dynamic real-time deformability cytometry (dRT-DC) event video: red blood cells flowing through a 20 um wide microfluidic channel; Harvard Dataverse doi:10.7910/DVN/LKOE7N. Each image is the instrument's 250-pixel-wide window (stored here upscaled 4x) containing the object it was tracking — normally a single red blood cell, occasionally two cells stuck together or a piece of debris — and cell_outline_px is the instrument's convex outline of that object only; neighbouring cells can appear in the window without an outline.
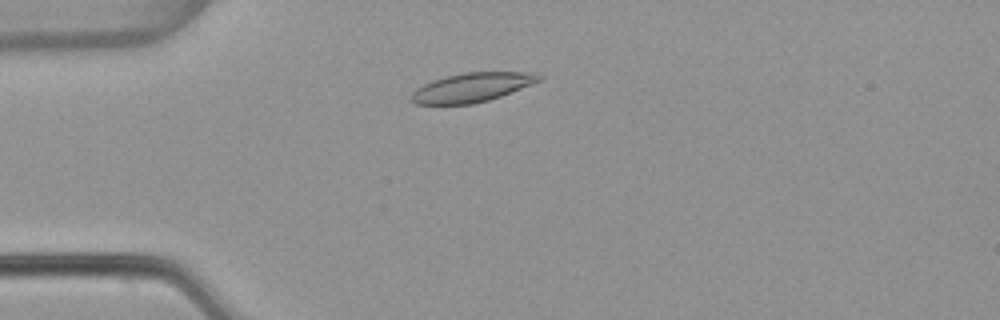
{"species": "common noctule bat (a hibernating species)", "species_latin": "Nyctalus noctula", "temperature_condition": "warm", "stored_images_in_passage": 49, "camera_frame_rate_fps": 3000, "um_per_image_px": 0.085, "animal": {"sex": "female", "body_mass_g": 22.7, "forearm_length_mm": 54.2}, "frame": {"image": 1, "passage_image": 9, "time_ms": 2.667, "image_size_px": [1000, 320], "cell_outline_px": [[544, 80], [500, 96], [488, 100], [472, 104], [416, 104], [412, 100], [412, 92], [416, 88], [432, 80], [464, 72], [536, 72], [544, 76]], "centroid_in_image_um": [40.18, 7.41], "position_along_channel_um": 44.8, "area_um2": 21.68}}
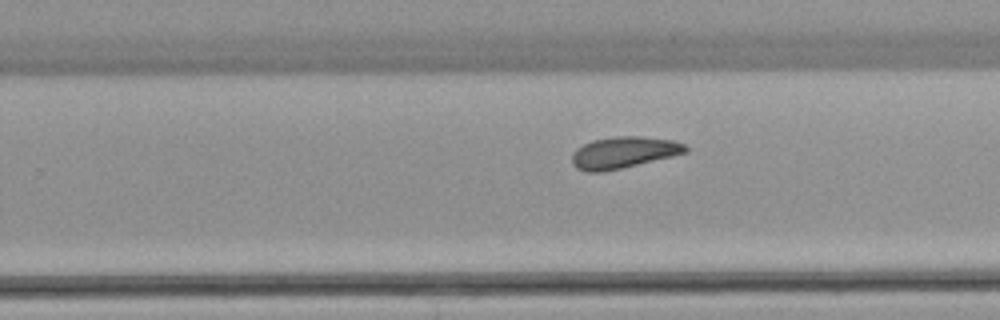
{"frame": {"image": 2, "passage_image": 29, "time_ms": 9.333, "image_size_px": [1000, 320], "cell_outline_px": [[688, 152], [672, 156], [604, 172], [588, 172], [576, 168], [572, 164], [572, 156], [576, 148], [592, 140], [616, 136], [640, 136], [672, 140], [684, 144], [688, 148]], "centroid_in_image_um": [52.99, 12.96], "position_along_channel_um": 276.8, "area_um2": 20.81}}
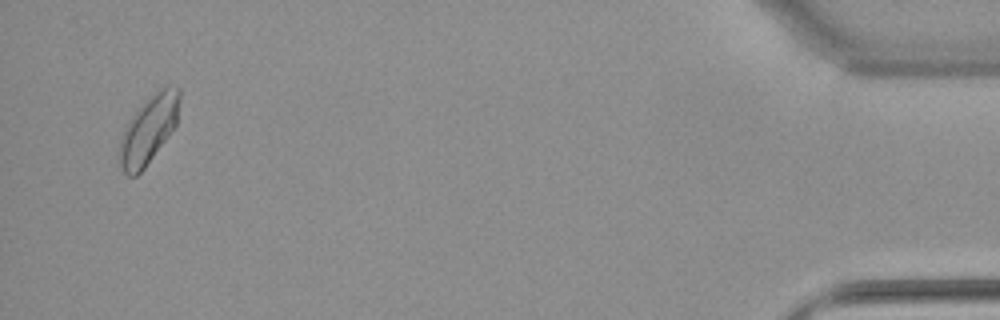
{"frame": {"image": 3, "passage_image": 47, "time_ms": 15.333, "image_size_px": [1000, 320], "cell_outline_px": [[180, 100], [176, 124], [144, 168], [136, 176], [128, 176], [124, 172], [120, 164], [120, 140], [124, 128], [128, 120], [160, 88], [168, 84], [180, 88]], "centroid_in_image_um": [12.64, 11.0], "position_along_channel_um": 422.6, "area_um2": 23.06}, "authors_computed_cell_mechanics": {"area_um2": 20.9814, "velocity_mm_per_s": 3.7947, "shape_relaxation_time_tau1_ms": 8.7106, "shape_relaxation_time_tau2_ms": null, "deformation_change_tau1": 0.1498, "deformation_change_tau2": null}}